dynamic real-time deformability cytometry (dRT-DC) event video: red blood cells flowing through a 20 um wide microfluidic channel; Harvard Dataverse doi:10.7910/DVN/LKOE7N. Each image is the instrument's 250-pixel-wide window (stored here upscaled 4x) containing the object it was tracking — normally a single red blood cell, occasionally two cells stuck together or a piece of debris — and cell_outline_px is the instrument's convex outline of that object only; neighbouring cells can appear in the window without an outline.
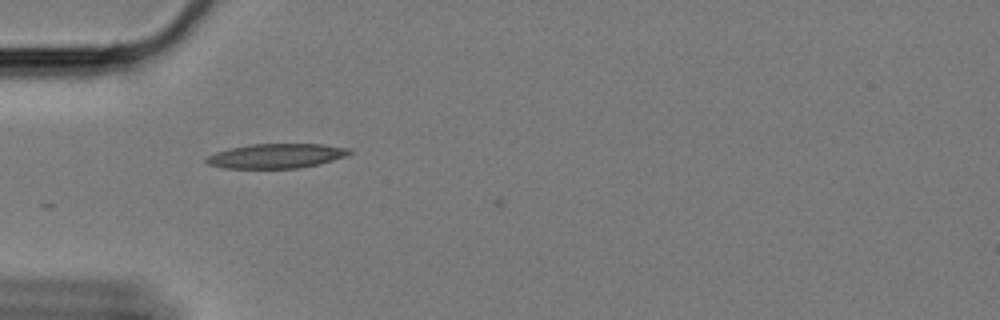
{"species": "Egyptian fruit bat (a non-hibernating species)", "species_latin": "Rousettus aegyptiacus", "temperature_condition": "cold", "stored_images_in_passage": 3, "camera_frame_rate_fps": 3000, "um_per_image_px": 0.085, "animal": {"sex": "female"}, "frame": {"image": 1, "passage_image": 2, "time_ms": 0.333, "image_size_px": [1000, 320], "cell_outline_px": [[352, 152], [344, 156], [320, 164], [300, 168], [224, 168], [208, 164], [204, 160], [204, 156], [216, 152], [248, 144], [320, 144], [348, 148]], "centroid_in_image_um": [23.43, 13.25], "position_along_channel_um": 61.6, "area_um2": 20.4}}